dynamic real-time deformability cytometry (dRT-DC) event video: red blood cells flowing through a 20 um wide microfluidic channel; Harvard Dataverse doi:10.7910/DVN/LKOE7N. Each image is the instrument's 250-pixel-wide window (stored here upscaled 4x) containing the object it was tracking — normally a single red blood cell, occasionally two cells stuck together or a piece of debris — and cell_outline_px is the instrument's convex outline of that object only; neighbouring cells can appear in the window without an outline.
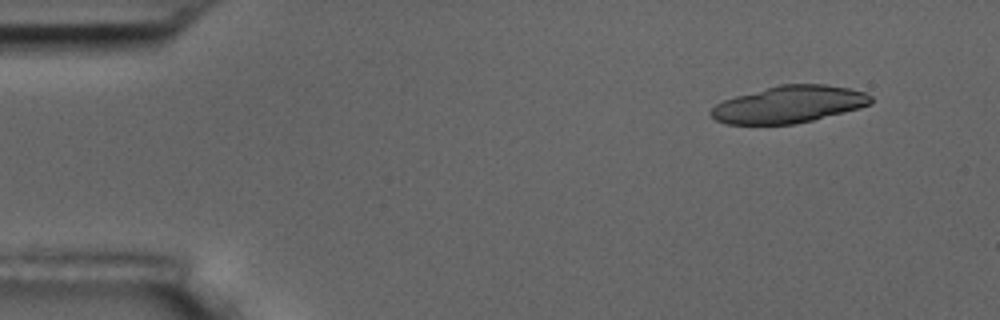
{"species": "common noctule bat (a hibernating species)", "species_latin": "Nyctalus noctula", "temperature_condition": "room temperature", "stored_images_in_passage": 4, "camera_frame_rate_fps": 3000, "um_per_image_px": 0.085, "animal": {"sex": "male", "body_mass_g": 17.5, "forearm_length_mm": 52.3}, "frame": {"image": 1, "passage_image": 1, "time_ms": 0.0, "image_size_px": [1000, 320], "cell_outline_px": [[872, 104], [860, 108], [796, 124], [724, 124], [716, 120], [708, 112], [716, 104], [724, 100], [736, 96], [780, 84], [824, 84], [848, 88], [864, 92], [872, 96]], "centroid_in_image_um": [67.07, 8.88], "position_along_channel_um": 17.9, "area_um2": 34.39}}
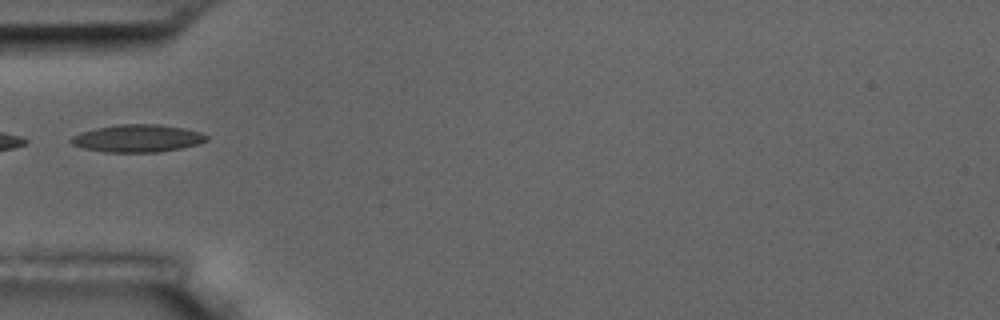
{"frame": {"image": 2, "passage_image": 4, "time_ms": 4.333, "image_size_px": [1000, 320], "cell_outline_px": [[208, 140], [200, 144], [160, 152], [104, 152], [84, 148], [72, 144], [68, 140], [72, 136], [80, 132], [96, 128], [116, 124], [160, 124], [184, 128], [200, 132], [208, 136]], "centroid_in_image_um": [11.69, 11.75], "position_along_channel_um": 73.3, "area_um2": 21.91}}